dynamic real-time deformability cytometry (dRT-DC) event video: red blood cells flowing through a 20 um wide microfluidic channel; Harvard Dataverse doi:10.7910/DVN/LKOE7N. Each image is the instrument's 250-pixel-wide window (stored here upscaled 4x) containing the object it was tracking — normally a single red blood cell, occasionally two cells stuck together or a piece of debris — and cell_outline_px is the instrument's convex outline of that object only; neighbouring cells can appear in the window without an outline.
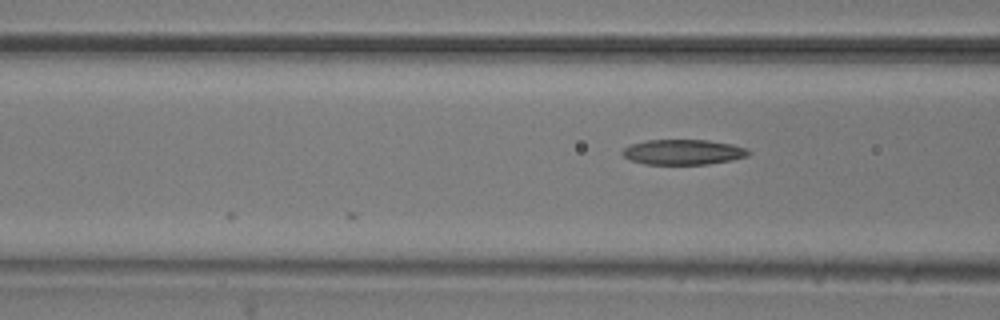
{"species": "common noctule bat (a hibernating species)", "species_latin": "Nyctalus noctula", "temperature_condition": "room temperature", "stored_images_in_passage": 6, "camera_frame_rate_fps": 3000, "um_per_image_px": 0.085, "animal": {"sex": "male", "body_mass_g": 20.5, "forearm_length_mm": 52.5}, "frame": {"image": 1, "passage_image": 4, "time_ms": 3.333, "image_size_px": [1000, 320], "cell_outline_px": [[752, 152], [748, 156], [732, 160], [708, 164], [644, 164], [632, 160], [624, 156], [620, 152], [624, 148], [632, 144], [648, 140], [708, 140], [732, 144], [748, 148]], "centroid_in_image_um": [58.12, 12.92], "position_along_channel_um": 108.5, "area_um2": 18.55}}
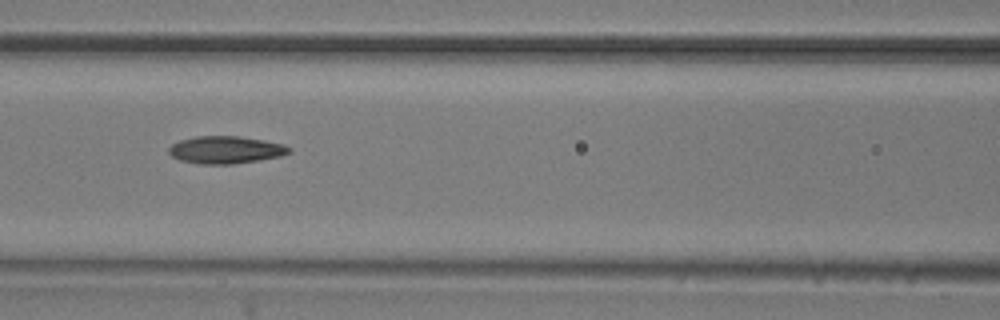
{"frame": {"image": 2, "passage_image": 5, "time_ms": 4.333, "image_size_px": [1000, 320], "cell_outline_px": [[292, 152], [280, 156], [260, 160], [232, 164], [200, 164], [180, 160], [172, 156], [168, 152], [168, 148], [172, 144], [180, 140], [196, 136], [240, 136], [264, 140], [284, 144], [292, 148]], "centroid_in_image_um": [19.2, 12.73], "position_along_channel_um": 147.4, "area_um2": 19.36}}
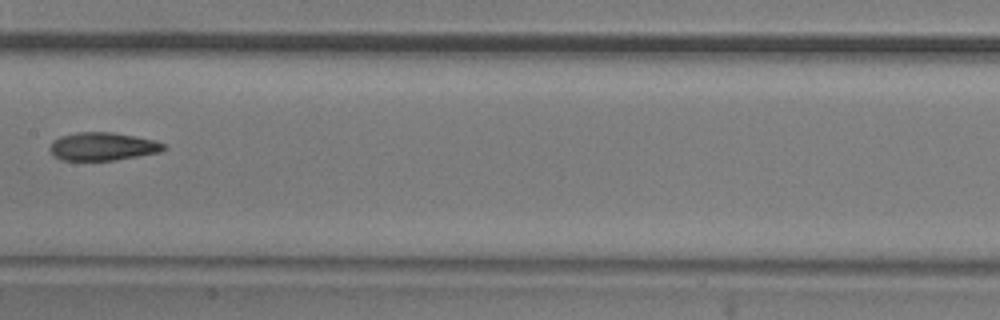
{"frame": {"image": 3, "passage_image": 6, "time_ms": 5.667, "image_size_px": [1000, 320], "cell_outline_px": [[168, 148], [160, 152], [116, 160], [60, 160], [52, 156], [48, 148], [52, 140], [60, 136], [76, 132], [112, 132], [136, 136], [156, 140], [164, 144]], "centroid_in_image_um": [8.7, 12.45], "position_along_channel_um": 198.7, "area_um2": 18.96}}